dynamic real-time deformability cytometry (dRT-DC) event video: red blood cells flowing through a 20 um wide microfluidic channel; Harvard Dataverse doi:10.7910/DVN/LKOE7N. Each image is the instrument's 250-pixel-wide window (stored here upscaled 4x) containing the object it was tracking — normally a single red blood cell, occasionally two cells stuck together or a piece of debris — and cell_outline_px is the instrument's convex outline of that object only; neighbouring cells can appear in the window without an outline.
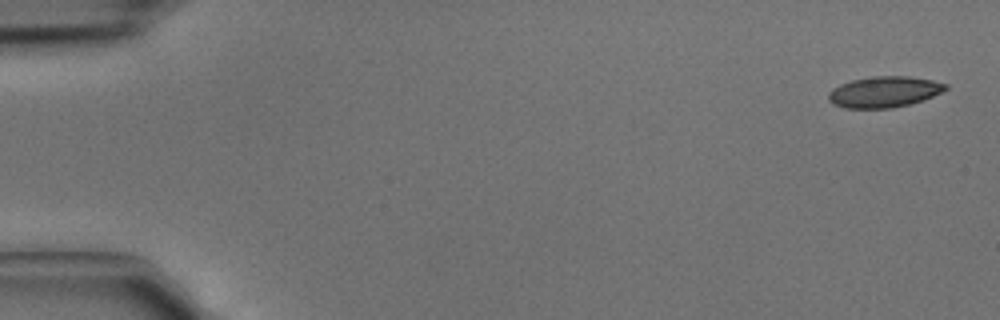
{"species": "common noctule bat (a hibernating species)", "species_latin": "Nyctalus noctula", "temperature_condition": "cold", "stored_images_in_passage": 4, "camera_frame_rate_fps": 3000, "um_per_image_px": 0.085, "animal": {"sex": "male", "body_mass_g": 15.6}, "frame": {"image": 1, "passage_image": 1, "time_ms": 0.0, "image_size_px": [1000, 320], "cell_outline_px": [[948, 88], [932, 96], [908, 104], [892, 108], [844, 108], [832, 104], [828, 100], [828, 92], [832, 88], [840, 84], [852, 80], [872, 76], [908, 76], [932, 80], [948, 84]], "centroid_in_image_um": [75.1, 7.8], "position_along_channel_um": 9.9, "area_um2": 21.1}}
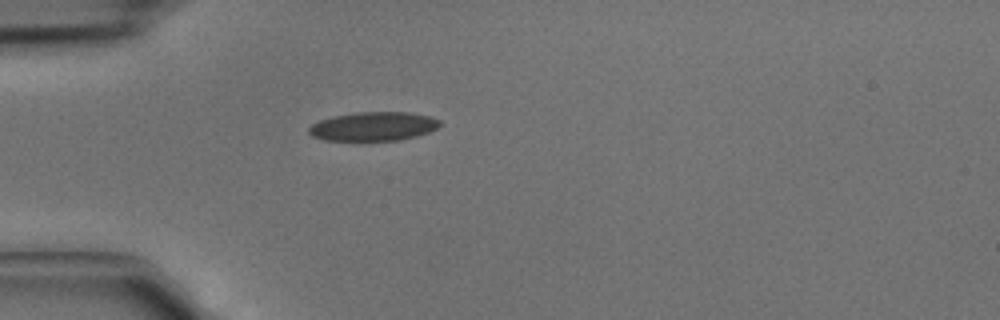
{"frame": {"image": 2, "passage_image": 4, "time_ms": 1.0, "image_size_px": [1000, 320], "cell_outline_px": [[440, 124], [436, 128], [428, 132], [416, 136], [400, 140], [324, 140], [312, 136], [308, 132], [308, 128], [312, 124], [320, 120], [336, 116], [356, 112], [408, 112], [432, 116], [440, 120]], "centroid_in_image_um": [31.75, 10.74], "position_along_channel_um": 53.2, "area_um2": 21.96}}